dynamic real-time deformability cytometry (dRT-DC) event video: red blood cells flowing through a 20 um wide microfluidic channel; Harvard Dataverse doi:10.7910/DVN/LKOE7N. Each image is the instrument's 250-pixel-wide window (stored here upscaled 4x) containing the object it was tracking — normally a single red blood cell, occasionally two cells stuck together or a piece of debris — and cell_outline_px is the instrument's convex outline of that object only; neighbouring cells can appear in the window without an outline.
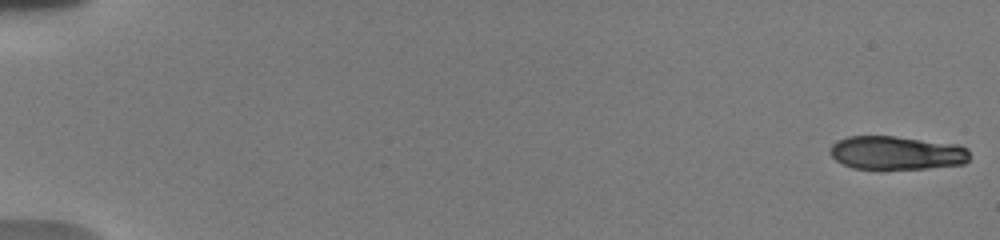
{"species": "human", "species_latin": "Homo sapiens", "temperature_condition": "warm", "stored_images_in_passage": 51, "camera_frame_rate_fps": 3000, "um_per_image_px": 0.085, "donor": {"sex": "male"}, "frame": {"image": 1, "passage_image": 1, "time_ms": 0.0, "image_size_px": [1000, 240], "cell_outline_px": [[968, 160], [964, 164], [928, 168], [884, 172], [856, 168], [844, 164], [836, 160], [828, 152], [828, 148], [836, 140], [848, 136], [896, 136], [960, 144], [968, 148]], "centroid_in_image_um": [76.19, 13.02], "position_along_channel_um": 8.8, "area_um2": 28.44}}
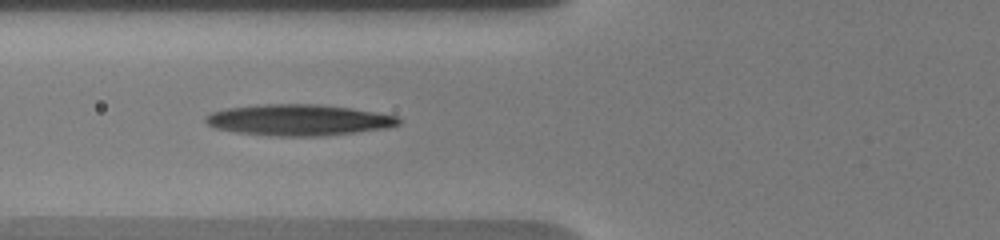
{"frame": {"image": 2, "passage_image": 44, "time_ms": 7.333, "image_size_px": [1000, 240], "cell_outline_px": [[400, 124], [384, 128], [320, 136], [276, 136], [236, 132], [216, 128], [208, 124], [204, 120], [204, 116], [212, 112], [228, 108], [256, 104], [320, 104], [348, 108], [396, 116], [400, 120]], "centroid_in_image_um": [25.3, 10.19], "position_along_channel_um": 100.5, "area_um2": 34.62}}
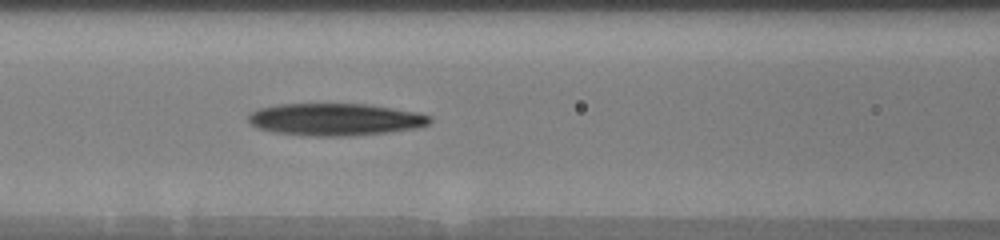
{"frame": {"image": 3, "passage_image": 50, "time_ms": 8.333, "image_size_px": [1000, 240], "cell_outline_px": [[432, 120], [428, 124], [416, 128], [388, 132], [348, 136], [308, 136], [272, 132], [256, 128], [248, 120], [248, 116], [252, 112], [260, 108], [280, 104], [368, 104], [416, 112], [432, 116]], "centroid_in_image_um": [28.49, 10.16], "position_along_channel_um": 138.1, "area_um2": 34.1}}